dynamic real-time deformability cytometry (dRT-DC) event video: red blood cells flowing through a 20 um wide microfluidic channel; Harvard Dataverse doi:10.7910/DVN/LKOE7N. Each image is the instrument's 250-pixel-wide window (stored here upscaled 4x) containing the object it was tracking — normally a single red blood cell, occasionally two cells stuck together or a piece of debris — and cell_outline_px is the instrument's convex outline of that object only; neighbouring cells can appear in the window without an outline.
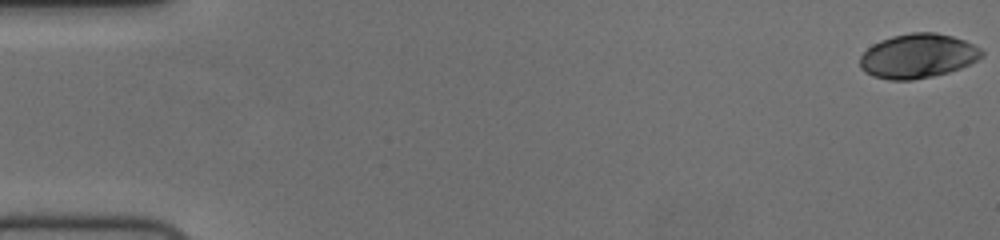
{"species": "human", "species_latin": "Homo sapiens", "temperature_condition": "cold", "stored_images_in_passage": 57, "camera_frame_rate_fps": 3000, "um_per_image_px": 0.085, "donor": {"sex": "female"}, "frame": {"image": 1, "passage_image": 1, "time_ms": 0.0, "image_size_px": [1000, 240], "cell_outline_px": [[984, 56], [960, 68], [948, 72], [932, 76], [912, 80], [888, 80], [872, 76], [864, 72], [860, 68], [860, 56], [872, 44], [880, 40], [892, 36], [912, 32], [936, 32], [952, 36], [964, 40], [980, 48], [984, 52]], "centroid_in_image_um": [77.99, 4.76], "position_along_channel_um": 7.0, "area_um2": 31.56}}
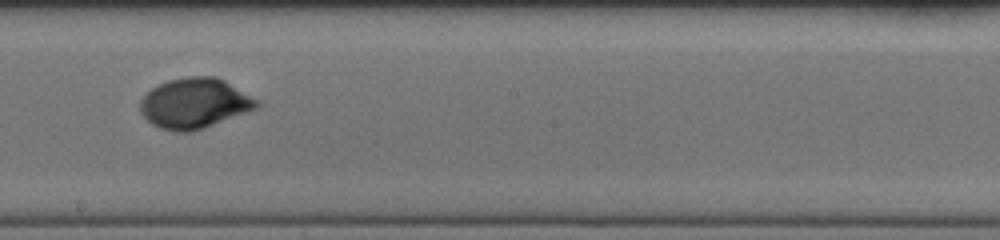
{"frame": {"image": 2, "passage_image": 33, "time_ms": 10.667, "image_size_px": [1000, 240], "cell_outline_px": [[260, 104], [256, 108], [204, 128], [192, 132], [172, 132], [160, 128], [152, 124], [140, 112], [140, 100], [152, 88], [168, 80], [188, 76], [216, 76], [224, 80], [260, 100]], "centroid_in_image_um": [16.54, 8.78], "position_along_channel_um": 231.7, "area_um2": 34.1}}
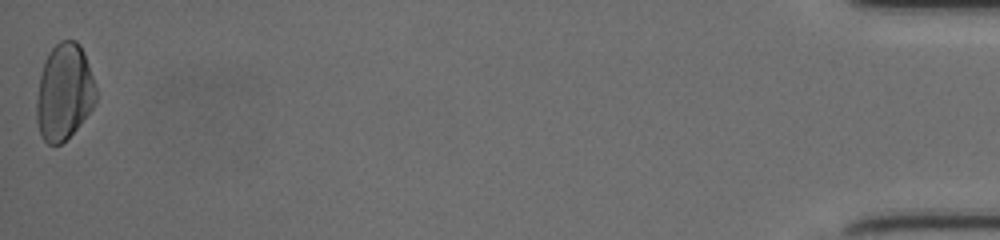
{"frame": {"image": 3, "passage_image": 57, "time_ms": 18.667, "image_size_px": [1000, 240], "cell_outline_px": [[96, 100], [92, 108], [76, 128], [60, 144], [48, 144], [44, 140], [40, 132], [36, 120], [36, 100], [40, 76], [44, 60], [48, 52], [60, 40], [76, 40], [80, 44], [84, 52], [96, 88]], "centroid_in_image_um": [5.44, 7.79], "position_along_channel_um": 429.8, "area_um2": 33.12}, "authors_computed_cell_mechanics": {"area_um2": 32.7148, "velocity_mm_per_s": 3.701, "shape_relaxation_time_tau1_ms": 3.2416, "shape_relaxation_time_tau2_ms": null, "deformation_change_tau1": 0.152, "deformation_change_tau2": null}}